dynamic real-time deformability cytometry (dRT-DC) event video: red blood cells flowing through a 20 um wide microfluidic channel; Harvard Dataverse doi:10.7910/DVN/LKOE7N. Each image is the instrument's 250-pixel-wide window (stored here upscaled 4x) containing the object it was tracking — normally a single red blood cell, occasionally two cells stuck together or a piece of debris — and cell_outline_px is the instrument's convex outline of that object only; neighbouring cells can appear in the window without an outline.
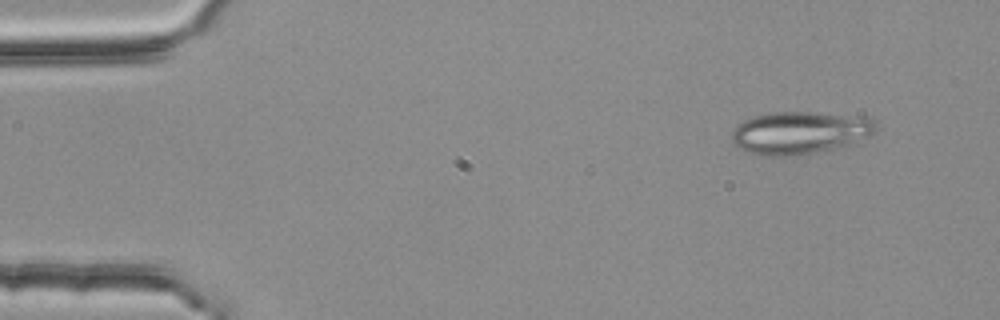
{"species": "common noctule bat (a hibernating species)", "species_latin": "Nyctalus noctula", "temperature_condition": "room temperature", "stored_images_in_passage": 4, "camera_frame_rate_fps": 3000, "um_per_image_px": 0.085, "animal": {"sex": "female", "body_mass_g": 25.1}, "frame": {"image": 1, "passage_image": 1, "time_ms": 0.0, "image_size_px": [1000, 320], "cell_outline_px": [[876, 132], [852, 144], [840, 148], [796, 156], [760, 156], [748, 152], [732, 144], [732, 128], [736, 124], [744, 120], [756, 116], [772, 112], [820, 112], [868, 116], [876, 120]], "centroid_in_image_um": [68.02, 11.28], "position_along_channel_um": 17.0, "area_um2": 36.65}}